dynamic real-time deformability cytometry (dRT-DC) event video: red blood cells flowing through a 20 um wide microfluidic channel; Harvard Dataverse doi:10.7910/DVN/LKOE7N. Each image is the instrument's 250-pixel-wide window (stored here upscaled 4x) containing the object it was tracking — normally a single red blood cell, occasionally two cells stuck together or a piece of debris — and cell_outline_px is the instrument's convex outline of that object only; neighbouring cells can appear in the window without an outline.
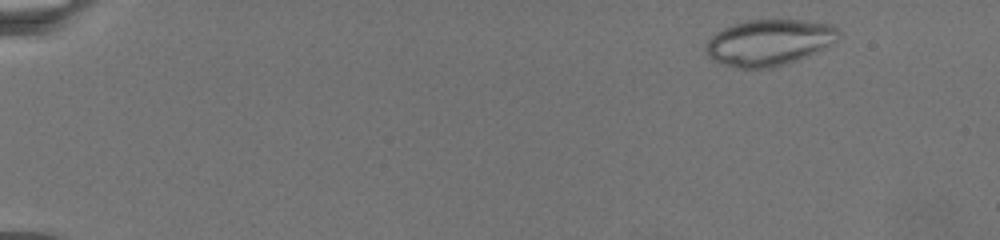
{"species": "common noctule bat (a hibernating species)", "species_latin": "Nyctalus noctula", "temperature_condition": "warm", "stored_images_in_passage": 40, "camera_frame_rate_fps": 3000, "um_per_image_px": 0.085, "animal": {"sex": "female", "body_mass_g": 19.5, "forearm_length_mm": 54.1}, "frame": {"image": 1, "passage_image": 3, "time_ms": 1.0, "image_size_px": [1000, 240], "cell_outline_px": [[840, 36], [832, 44], [788, 64], [772, 68], [740, 68], [724, 64], [712, 60], [708, 56], [704, 48], [708, 40], [716, 32], [724, 28], [744, 20], [800, 20], [832, 24], [840, 32]], "centroid_in_image_um": [65.36, 3.61], "position_along_channel_um": 19.6, "area_um2": 35.66}}
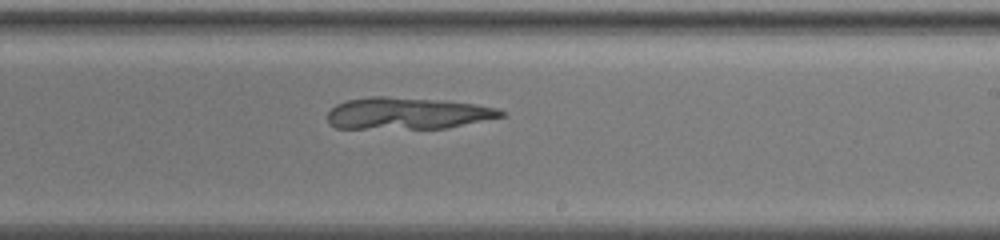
{"frame": {"image": 2, "passage_image": 29, "time_ms": 14.0, "image_size_px": [1000, 240], "cell_outline_px": [[508, 112], [504, 116], [448, 128], [336, 128], [328, 124], [328, 112], [336, 104], [348, 100], [368, 96], [384, 96], [444, 100], [476, 104], [500, 108]], "centroid_in_image_um": [34.67, 9.63], "position_along_channel_um": 254.3, "area_um2": 32.37}}
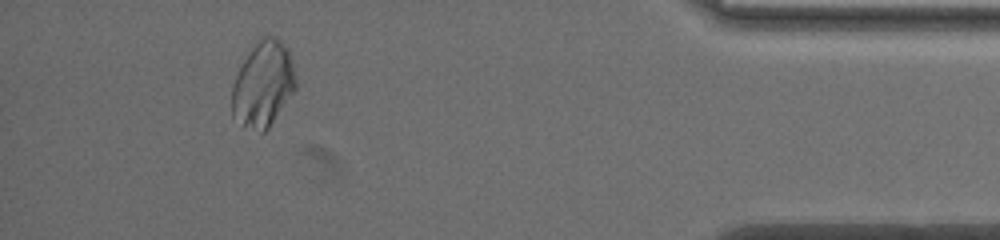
{"frame": {"image": 3, "passage_image": 39, "time_ms": 21.0, "image_size_px": [1000, 240], "cell_outline_px": [[296, 88], [268, 128], [264, 132], [260, 132], [244, 124], [232, 116], [232, 84], [244, 60], [256, 40], [260, 36], [276, 36], [288, 48], [296, 84]], "centroid_in_image_um": [22.36, 7.12], "position_along_channel_um": 412.8, "area_um2": 31.33}}